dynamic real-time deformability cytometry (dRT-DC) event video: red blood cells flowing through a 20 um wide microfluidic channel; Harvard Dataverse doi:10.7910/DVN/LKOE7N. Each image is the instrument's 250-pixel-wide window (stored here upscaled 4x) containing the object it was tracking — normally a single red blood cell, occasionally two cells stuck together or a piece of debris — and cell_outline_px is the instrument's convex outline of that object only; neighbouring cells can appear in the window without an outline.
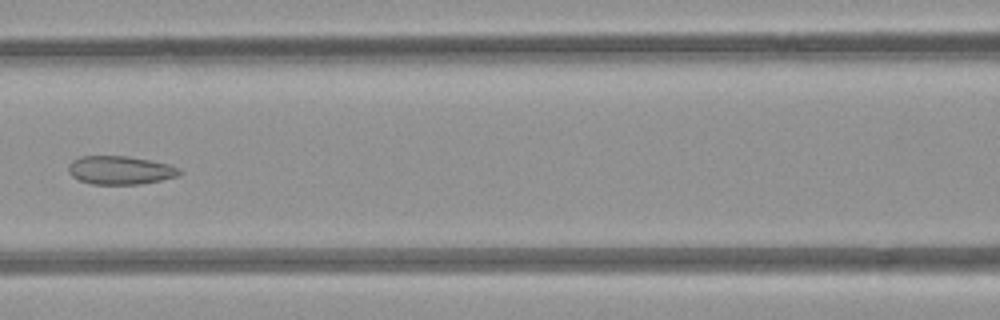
{"species": "common noctule bat (a hibernating species)", "species_latin": "Nyctalus noctula", "temperature_condition": "room temperature", "stored_images_in_passage": 6, "camera_frame_rate_fps": 3000, "um_per_image_px": 0.085, "animal": {"sex": "female", "body_mass_g": 21.9}, "frame": {"image": 1, "passage_image": 6, "time_ms": 6.333, "image_size_px": [1000, 320], "cell_outline_px": [[180, 172], [176, 176], [160, 180], [140, 184], [92, 184], [80, 180], [72, 176], [68, 172], [68, 164], [72, 160], [80, 156], [128, 156], [168, 164], [180, 168]], "centroid_in_image_um": [10.17, 14.46], "position_along_channel_um": 156.4, "area_um2": 18.26}}